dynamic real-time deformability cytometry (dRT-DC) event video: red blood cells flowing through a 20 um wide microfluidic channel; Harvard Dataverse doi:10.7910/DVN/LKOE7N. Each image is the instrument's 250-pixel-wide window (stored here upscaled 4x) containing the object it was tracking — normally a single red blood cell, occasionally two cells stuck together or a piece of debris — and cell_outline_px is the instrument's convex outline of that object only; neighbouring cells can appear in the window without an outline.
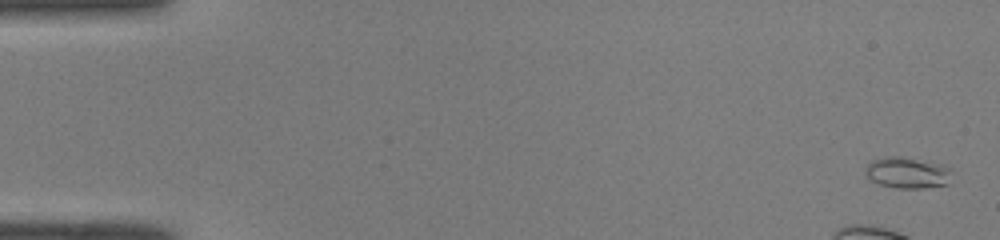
{"species": "common noctule bat (a hibernating species)", "species_latin": "Nyctalus noctula", "temperature_condition": "room temperature", "stored_images_in_passage": 49, "camera_frame_rate_fps": 3000, "um_per_image_px": 0.085, "animal": {"sex": "male", "body_mass_g": 19.0, "forearm_length_mm": 50.8}, "frame": {"image": 1, "passage_image": 1, "time_ms": 0.0, "image_size_px": [1000, 240], "cell_outline_px": [[948, 184], [924, 188], [896, 188], [880, 184], [868, 180], [864, 176], [864, 168], [872, 160], [884, 156], [900, 156], [948, 168]], "centroid_in_image_um": [76.96, 14.7], "position_along_channel_um": 8.0, "area_um2": 15.32}}